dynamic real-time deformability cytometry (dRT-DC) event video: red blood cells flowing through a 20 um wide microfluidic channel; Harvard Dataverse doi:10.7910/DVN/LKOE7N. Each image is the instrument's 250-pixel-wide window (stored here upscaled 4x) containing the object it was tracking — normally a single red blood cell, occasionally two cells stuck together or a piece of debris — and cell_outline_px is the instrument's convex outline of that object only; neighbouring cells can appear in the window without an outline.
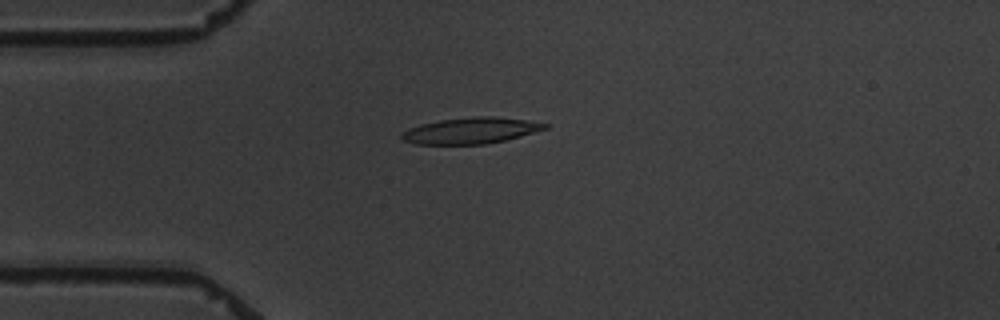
{"species": "common noctule bat (a hibernating species)", "species_latin": "Nyctalus noctula", "temperature_condition": "warm", "stored_images_in_passage": 8, "camera_frame_rate_fps": 3000, "um_per_image_px": 0.085, "animal": {"sex": "male", "body_mass_g": 19.5, "forearm_length_mm": 54.6}, "frame": {"image": 1, "passage_image": 1, "time_ms": 0.0, "image_size_px": [1000, 320], "cell_outline_px": [[548, 128], [504, 140], [484, 144], [416, 144], [404, 140], [400, 136], [400, 132], [420, 124], [440, 120], [476, 116], [496, 116], [524, 120], [548, 124]], "centroid_in_image_um": [39.97, 11.1], "position_along_channel_um": 45.0, "area_um2": 21.56}}
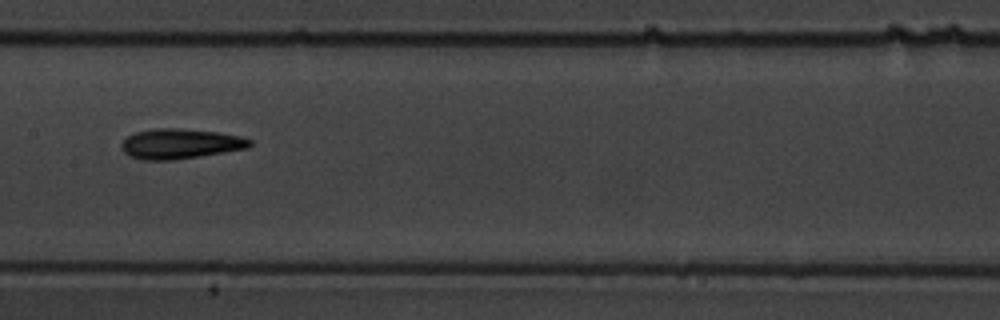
{"frame": {"image": 2, "passage_image": 5, "time_ms": 4.667, "image_size_px": [1000, 320], "cell_outline_px": [[252, 144], [248, 148], [172, 160], [140, 160], [128, 156], [120, 148], [120, 144], [128, 136], [136, 132], [156, 128], [176, 128], [216, 132], [240, 136], [252, 140]], "centroid_in_image_um": [15.28, 12.22], "position_along_channel_um": 192.1, "area_um2": 22.37}}
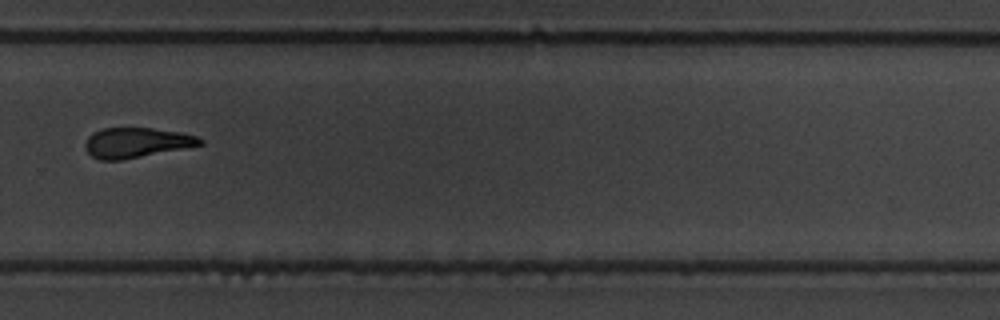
{"frame": {"image": 3, "passage_image": 8, "time_ms": 8.333, "image_size_px": [1000, 320], "cell_outline_px": [[204, 144], [120, 160], [100, 160], [92, 156], [88, 152], [84, 144], [88, 136], [92, 132], [100, 128], [152, 128], [180, 132], [196, 136], [204, 140]], "centroid_in_image_um": [11.56, 12.11], "position_along_channel_um": 318.2, "area_um2": 19.94}}